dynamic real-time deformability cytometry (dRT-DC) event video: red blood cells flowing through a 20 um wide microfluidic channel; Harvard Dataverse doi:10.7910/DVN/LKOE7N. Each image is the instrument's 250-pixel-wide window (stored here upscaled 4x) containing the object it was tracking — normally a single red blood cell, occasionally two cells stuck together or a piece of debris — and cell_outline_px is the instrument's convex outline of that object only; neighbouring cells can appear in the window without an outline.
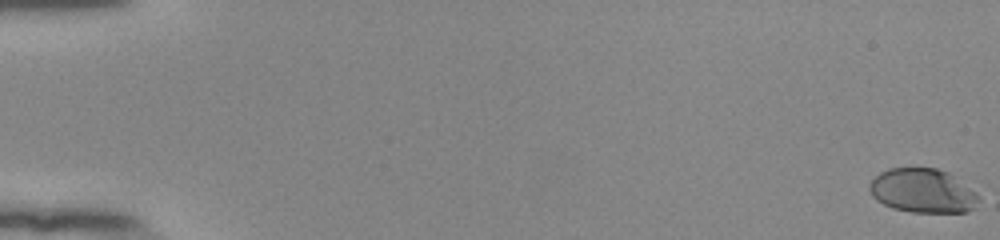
{"species": "human", "species_latin": "Homo sapiens", "temperature_condition": "room temperature", "stored_images_in_passage": 56, "camera_frame_rate_fps": 3000, "um_per_image_px": 0.085, "donor": {"sex": "female"}, "frame": {"image": 1, "passage_image": 1, "time_ms": 0.0, "image_size_px": [1000, 240], "cell_outline_px": [[980, 200], [968, 212], [912, 212], [892, 208], [876, 200], [872, 196], [868, 188], [868, 184], [880, 172], [888, 168], [936, 168], [948, 172], [980, 196]], "centroid_in_image_um": [78.4, 16.22], "position_along_channel_um": 6.6, "area_um2": 28.03}}
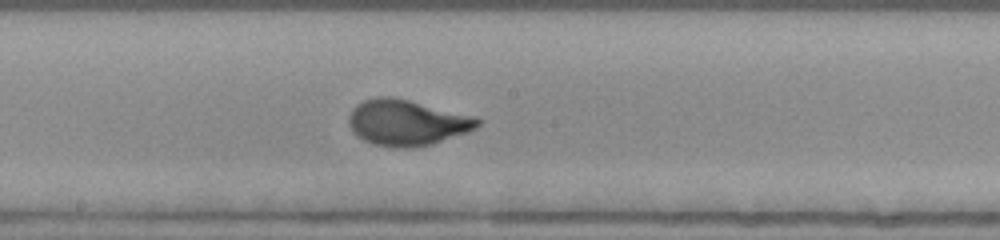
{"frame": {"image": 2, "passage_image": 32, "time_ms": 10.333, "image_size_px": [1000, 240], "cell_outline_px": [[480, 124], [476, 128], [468, 132], [432, 144], [412, 148], [392, 148], [372, 144], [356, 136], [352, 132], [348, 124], [348, 116], [352, 108], [356, 104], [364, 100], [376, 96], [392, 96], [476, 116], [480, 120]], "centroid_in_image_um": [34.55, 10.42], "position_along_channel_um": 213.6, "area_um2": 34.85}}
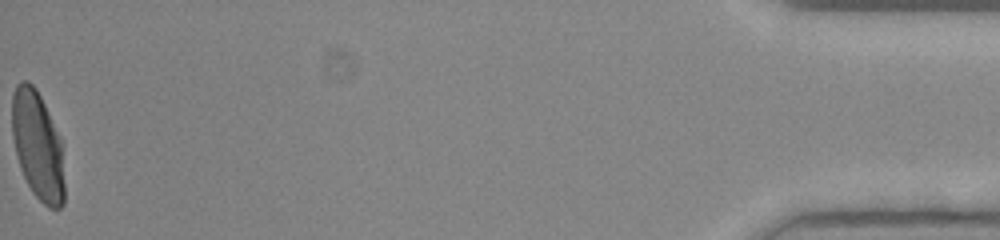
{"frame": {"image": 3, "passage_image": 56, "time_ms": 18.333, "image_size_px": [1000, 240], "cell_outline_px": [[64, 204], [60, 208], [48, 208], [32, 192], [20, 168], [12, 136], [12, 92], [16, 84], [20, 80], [28, 80], [36, 88], [60, 136], [64, 184]], "centroid_in_image_um": [3.19, 12.35], "position_along_channel_um": 432.0, "area_um2": 33.06}, "authors_computed_cell_mechanics": {"area_um2": 32.5703, "velocity_mm_per_s": 3.8829, "shape_relaxation_time_tau1_ms": 3.3039, "shape_relaxation_time_tau2_ms": null, "deformation_change_tau1": 0.1883, "deformation_change_tau2": null}}